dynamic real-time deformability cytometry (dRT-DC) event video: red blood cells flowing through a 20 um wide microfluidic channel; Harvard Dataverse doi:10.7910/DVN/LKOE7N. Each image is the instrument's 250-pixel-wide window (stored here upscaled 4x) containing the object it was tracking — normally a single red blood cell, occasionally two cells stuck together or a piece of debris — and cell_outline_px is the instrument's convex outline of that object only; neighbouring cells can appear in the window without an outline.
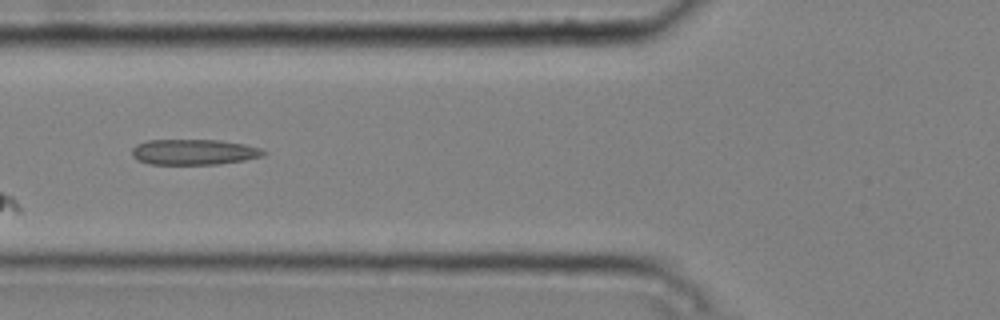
{"species": "common noctule bat (a hibernating species)", "species_latin": "Nyctalus noctula", "temperature_condition": "cold", "stored_images_in_passage": 9, "camera_frame_rate_fps": 3000, "um_per_image_px": 0.085, "animal": {"sex": "male", "body_mass_g": 20.4}, "frame": {"image": 1, "passage_image": 6, "time_ms": 1.667, "image_size_px": [1000, 320], "cell_outline_px": [[268, 152], [264, 156], [244, 160], [220, 164], [148, 164], [132, 156], [132, 148], [136, 144], [148, 140], [220, 140], [244, 144], [260, 148]], "centroid_in_image_um": [16.5, 12.92], "position_along_channel_um": 109.3, "area_um2": 19.65}}
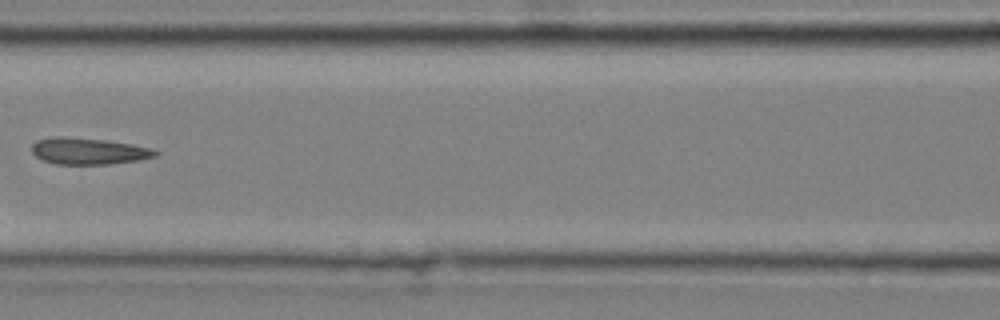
{"frame": {"image": 2, "passage_image": 7, "time_ms": 2.0, "image_size_px": [1000, 320], "cell_outline_px": [[160, 152], [156, 156], [140, 160], [108, 164], [56, 164], [40, 160], [32, 152], [32, 144], [36, 140], [52, 136], [64, 136], [108, 140], [132, 144], [152, 148]], "centroid_in_image_um": [7.51, 12.83], "position_along_channel_um": 159.1, "area_um2": 19.42}}
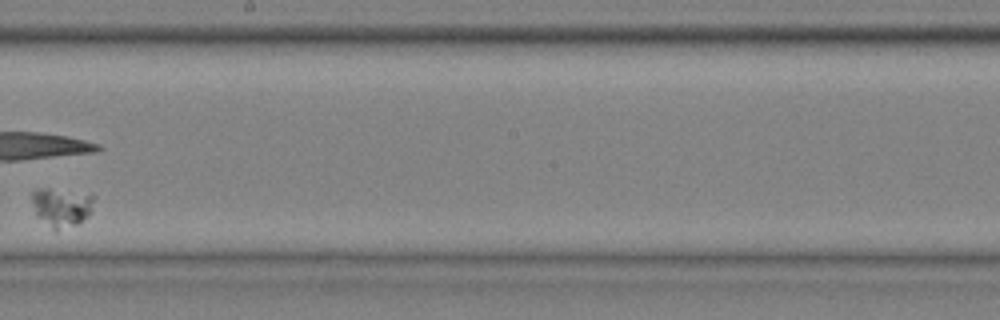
{"frame": {"image": 3, "passage_image": 9, "time_ms": 2.667, "image_size_px": [1000, 320], "cell_outline_px": [[96, 196], [88, 212], [76, 224], [56, 228], [52, 228], [36, 216], [32, 200], [32, 192], [40, 188], [48, 188]], "centroid_in_image_um": [5.16, 17.56], "position_along_channel_um": 243.0, "area_um2": 13.18}}